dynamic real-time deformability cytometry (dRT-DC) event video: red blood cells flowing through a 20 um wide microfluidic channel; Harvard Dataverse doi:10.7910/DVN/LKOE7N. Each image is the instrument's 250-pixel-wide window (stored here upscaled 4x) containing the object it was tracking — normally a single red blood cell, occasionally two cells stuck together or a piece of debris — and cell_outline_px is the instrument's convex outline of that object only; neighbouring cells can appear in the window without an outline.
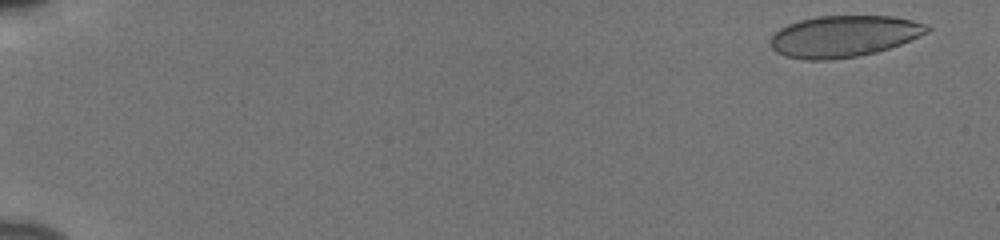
{"species": "human", "species_latin": "Homo sapiens", "temperature_condition": "cold", "stored_images_in_passage": 55, "camera_frame_rate_fps": 3000, "um_per_image_px": 0.085, "donor": {"sex": "male"}, "frame": {"image": 1, "passage_image": 3, "time_ms": 0.667, "image_size_px": [1000, 240], "cell_outline_px": [[932, 28], [928, 32], [900, 44], [876, 52], [856, 56], [832, 60], [804, 60], [784, 56], [776, 52], [768, 44], [772, 36], [780, 28], [788, 24], [800, 20], [816, 16], [892, 16], [912, 20], [928, 24]], "centroid_in_image_um": [71.7, 3.08], "position_along_channel_um": 13.3, "area_um2": 37.97}}
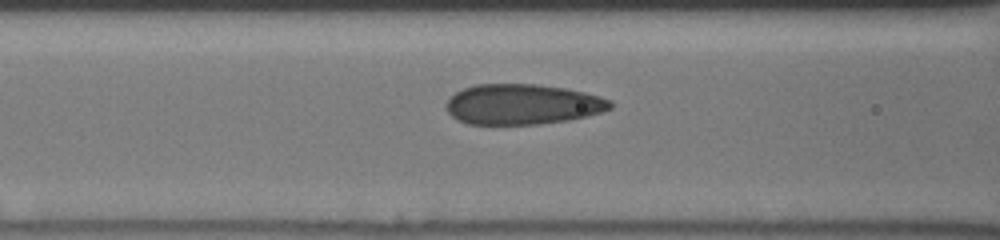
{"frame": {"image": 2, "passage_image": 25, "time_ms": 8.0, "image_size_px": [1000, 240], "cell_outline_px": [[612, 108], [588, 116], [568, 120], [540, 124], [468, 124], [456, 120], [448, 112], [444, 104], [456, 92], [464, 88], [476, 84], [536, 84], [564, 88], [584, 92], [600, 96], [612, 100]], "centroid_in_image_um": [44.41, 8.87], "position_along_channel_um": 122.2, "area_um2": 38.73}}
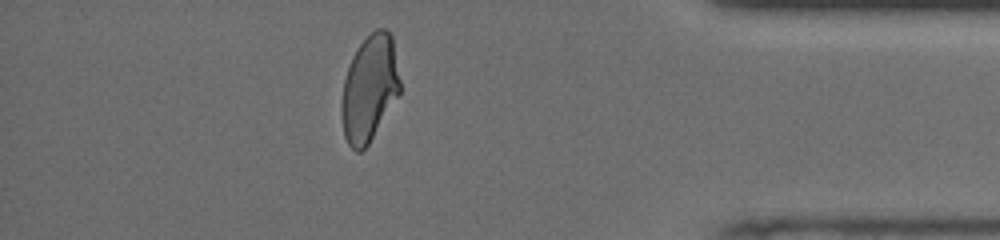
{"frame": {"image": 3, "passage_image": 49, "time_ms": 16.0, "image_size_px": [1000, 240], "cell_outline_px": [[400, 92], [368, 144], [360, 152], [356, 152], [348, 144], [344, 136], [340, 112], [340, 108], [344, 80], [352, 56], [360, 44], [376, 28], [384, 28], [392, 36], [400, 80]], "centroid_in_image_um": [31.38, 7.52], "position_along_channel_um": 403.8, "area_um2": 35.89}, "authors_computed_cell_mechanics": {"area_um2": 38.2058, "velocity_mm_per_s": 3.8559, "shape_relaxation_time_tau1_ms": 10.3401, "shape_relaxation_time_tau2_ms": 0.932, "deformation_change_tau1": 0.2135, "deformation_change_tau2": 0.0668}}